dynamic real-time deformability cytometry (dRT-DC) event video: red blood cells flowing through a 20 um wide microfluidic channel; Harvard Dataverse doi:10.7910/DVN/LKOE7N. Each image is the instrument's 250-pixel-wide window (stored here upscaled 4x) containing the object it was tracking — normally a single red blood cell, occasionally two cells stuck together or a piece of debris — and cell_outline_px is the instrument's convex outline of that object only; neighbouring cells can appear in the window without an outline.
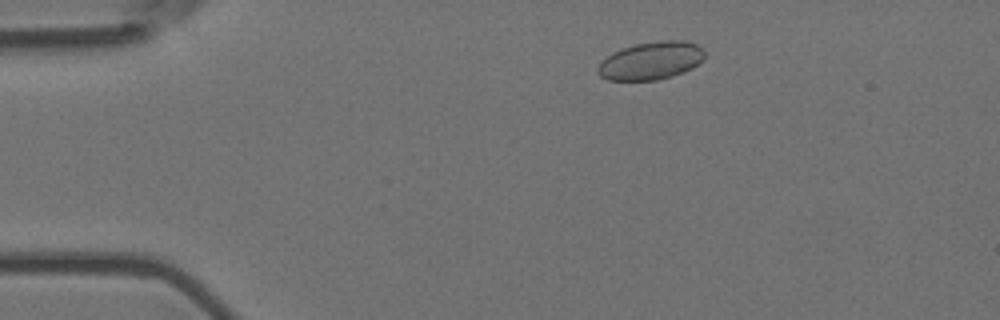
{"species": "Egyptian fruit bat (a non-hibernating species)", "species_latin": "Rousettus aegyptiacus", "temperature_condition": "room temperature", "stored_images_in_passage": 52, "camera_frame_rate_fps": 3000, "um_per_image_px": 0.085, "animal": {"sex": "female"}, "frame": {"image": 1, "passage_image": 7, "time_ms": 2.0, "image_size_px": [1000, 320], "cell_outline_px": [[704, 56], [692, 68], [672, 76], [656, 80], [608, 80], [600, 76], [596, 72], [596, 68], [612, 52], [636, 44], [660, 40], [688, 40], [704, 48]], "centroid_in_image_um": [55.33, 5.15], "position_along_channel_um": 29.7, "area_um2": 23.47}}
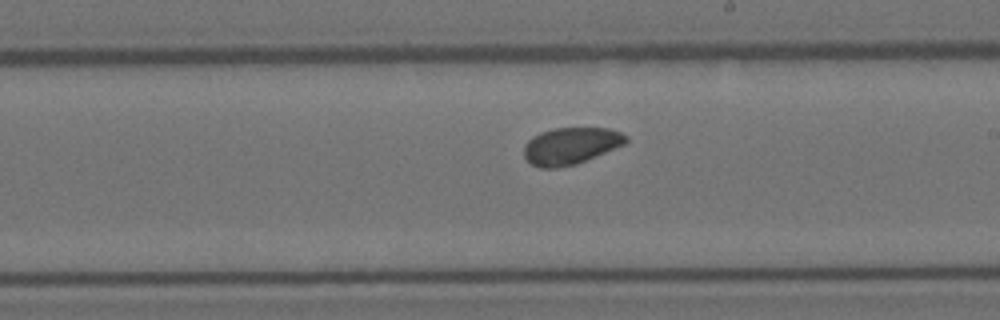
{"frame": {"image": 2, "passage_image": 29, "time_ms": 9.333, "image_size_px": [1000, 320], "cell_outline_px": [[628, 140], [624, 144], [576, 164], [556, 168], [540, 168], [532, 164], [524, 156], [524, 144], [532, 136], [540, 132], [556, 128], [608, 128], [620, 132], [628, 136]], "centroid_in_image_um": [48.49, 12.39], "position_along_channel_um": 240.5, "area_um2": 21.79}}
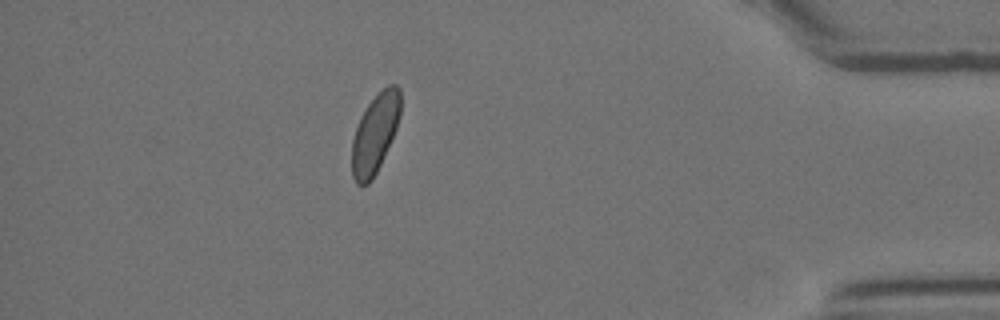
{"frame": {"image": 3, "passage_image": 46, "time_ms": 15.0, "image_size_px": [1000, 320], "cell_outline_px": [[400, 116], [396, 128], [380, 164], [372, 180], [368, 184], [356, 184], [352, 176], [352, 140], [356, 128], [368, 104], [388, 84], [396, 84], [400, 88]], "centroid_in_image_um": [31.87, 11.36], "position_along_channel_um": 403.3, "area_um2": 21.91}, "authors_computed_cell_mechanics": {"area_um2": 22.6287, "velocity_mm_per_s": 3.6501, "shape_relaxation_time_tau1_ms": 1.4489, "shape_relaxation_time_tau2_ms": null, "deformation_change_tau1": 0.0447, "deformation_change_tau2": null}}